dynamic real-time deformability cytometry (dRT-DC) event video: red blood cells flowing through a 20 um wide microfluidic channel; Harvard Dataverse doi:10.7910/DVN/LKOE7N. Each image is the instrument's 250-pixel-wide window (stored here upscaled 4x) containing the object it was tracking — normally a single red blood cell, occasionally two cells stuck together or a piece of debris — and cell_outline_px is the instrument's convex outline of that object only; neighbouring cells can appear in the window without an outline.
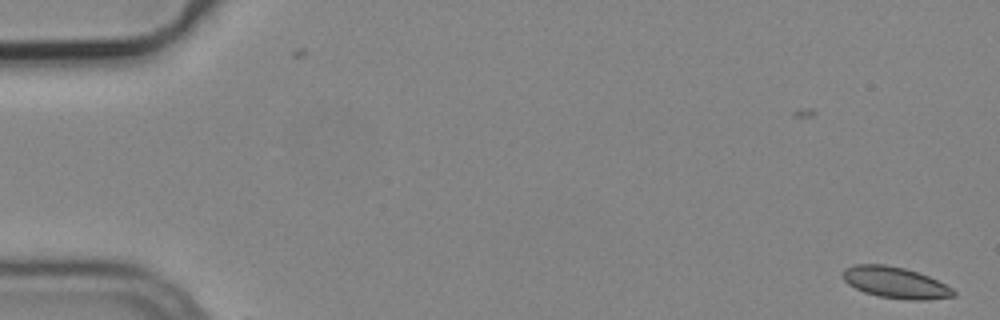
{"species": "common noctule bat (a hibernating species)", "species_latin": "Nyctalus noctula", "temperature_condition": "cold", "stored_images_in_passage": 5, "camera_frame_rate_fps": 3000, "um_per_image_px": 0.085, "animal": {"sex": "male", "body_mass_g": 19.2, "forearm_length_mm": 51.8}, "frame": {"image": 1, "passage_image": 1, "time_ms": 0.0, "image_size_px": [1000, 320], "cell_outline_px": [[956, 296], [928, 300], [908, 300], [880, 296], [864, 292], [848, 284], [844, 280], [844, 268], [856, 264], [884, 264], [904, 268], [928, 276], [952, 288], [956, 292]], "centroid_in_image_um": [76.12, 24.02], "position_along_channel_um": 8.9, "area_um2": 20.0}}